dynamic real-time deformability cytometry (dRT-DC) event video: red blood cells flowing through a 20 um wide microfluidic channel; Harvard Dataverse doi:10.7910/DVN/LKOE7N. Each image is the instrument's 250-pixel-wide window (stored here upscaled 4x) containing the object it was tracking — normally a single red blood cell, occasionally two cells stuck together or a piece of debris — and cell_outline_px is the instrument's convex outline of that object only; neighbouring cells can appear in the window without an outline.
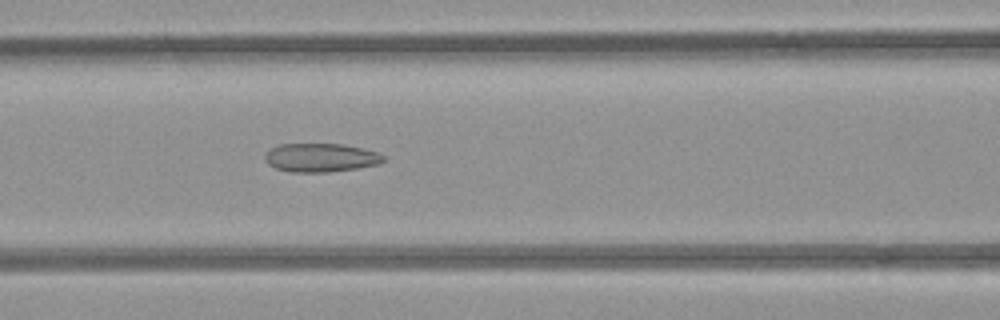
{"species": "common noctule bat (a hibernating species)", "species_latin": "Nyctalus noctula", "temperature_condition": "room temperature", "stored_images_in_passage": 52, "camera_frame_rate_fps": 3000, "um_per_image_px": 0.085, "animal": {"sex": "female", "body_mass_g": 21.9}, "frame": {"image": 1, "passage_image": 22, "time_ms": 7.0, "image_size_px": [1000, 320], "cell_outline_px": [[384, 160], [380, 164], [356, 168], [328, 172], [288, 172], [276, 168], [268, 164], [264, 160], [264, 156], [272, 148], [280, 144], [340, 144], [360, 148], [376, 152], [384, 156]], "centroid_in_image_um": [27.23, 13.41], "position_along_channel_um": 139.4, "area_um2": 19.59}}
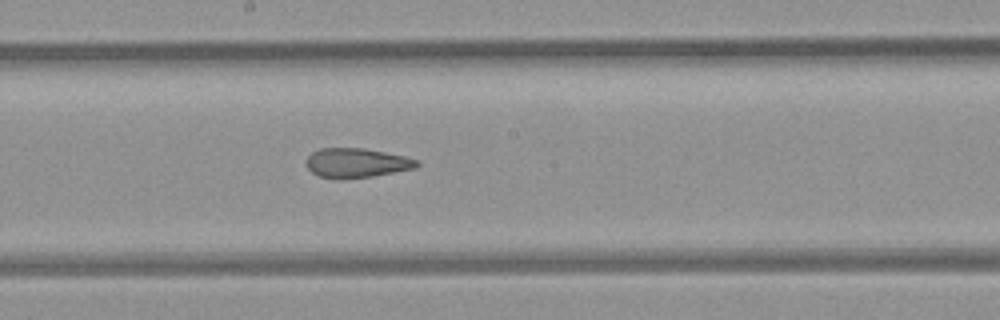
{"frame": {"image": 2, "passage_image": 28, "time_ms": 9.0, "image_size_px": [1000, 320], "cell_outline_px": [[420, 164], [416, 168], [372, 176], [340, 180], [336, 180], [320, 176], [312, 172], [308, 168], [304, 160], [312, 152], [320, 148], [364, 148], [404, 156], [420, 160]], "centroid_in_image_um": [30.29, 13.85], "position_along_channel_um": 217.9, "area_um2": 19.19}}
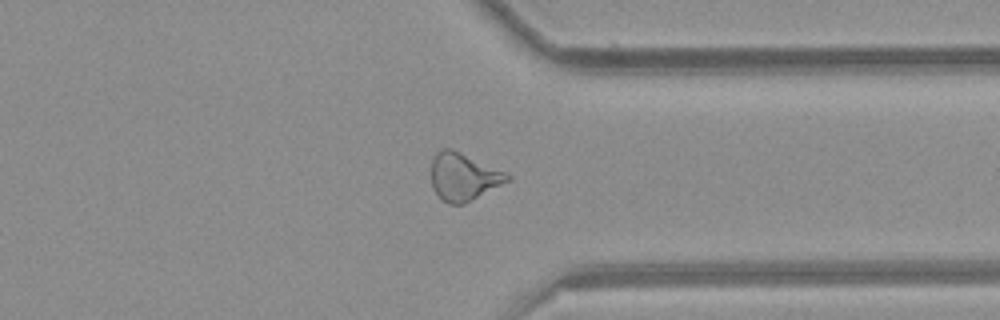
{"frame": {"image": 3, "passage_image": 40, "time_ms": 13.0, "image_size_px": [1000, 320], "cell_outline_px": [[512, 176], [508, 180], [472, 200], [464, 204], [448, 204], [440, 200], [432, 188], [432, 156], [440, 148], [452, 148], [508, 172]], "centroid_in_image_um": [39.37, 15.01], "position_along_channel_um": 372.0, "area_um2": 21.33}, "authors_computed_cell_mechanics": {"area_um2": 21.5305, "velocity_mm_per_s": 3.9256, "shape_relaxation_time_tau1_ms": null, "shape_relaxation_time_tau2_ms": 2.6337, "deformation_change_tau1": null, "deformation_change_tau2": 0.1133}}